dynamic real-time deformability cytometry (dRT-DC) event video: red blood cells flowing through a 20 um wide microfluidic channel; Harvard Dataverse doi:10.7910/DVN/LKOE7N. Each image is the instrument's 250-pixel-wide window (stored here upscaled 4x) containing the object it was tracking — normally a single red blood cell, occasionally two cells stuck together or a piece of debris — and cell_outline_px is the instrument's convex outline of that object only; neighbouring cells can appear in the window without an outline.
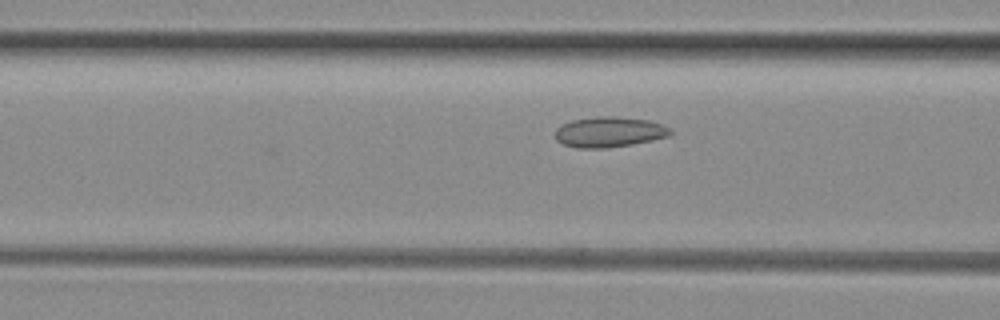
{"species": "common noctule bat (a hibernating species)", "species_latin": "Nyctalus noctula", "temperature_condition": "room temperature", "stored_images_in_passage": 31, "camera_frame_rate_fps": 3000, "um_per_image_px": 0.085, "animal": {"sex": "female", "body_mass_g": 29.2, "forearm_length_mm": 56.3}, "frame": {"image": 1, "passage_image": 7, "time_ms": 2.0, "image_size_px": [1000, 320], "cell_outline_px": [[672, 136], [632, 144], [608, 148], [576, 148], [564, 144], [556, 140], [556, 128], [560, 124], [572, 120], [596, 116], [612, 116], [648, 120], [660, 124], [668, 128], [672, 132]], "centroid_in_image_um": [51.76, 11.22], "position_along_channel_um": 114.8, "area_um2": 20.46}}
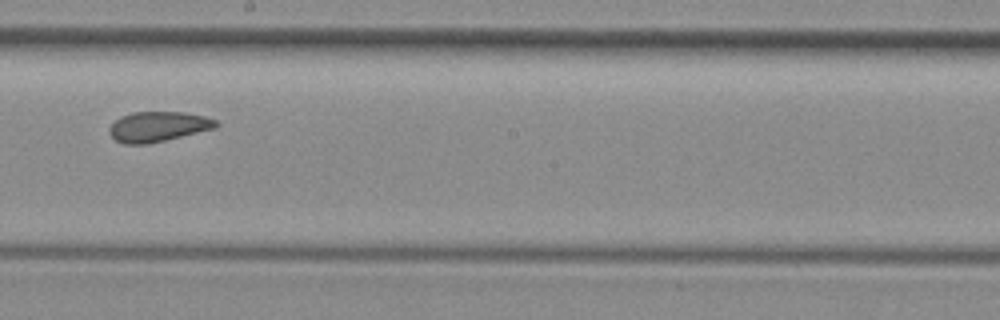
{"frame": {"image": 2, "passage_image": 16, "time_ms": 5.0, "image_size_px": [1000, 320], "cell_outline_px": [[220, 124], [216, 128], [148, 144], [124, 144], [116, 140], [108, 132], [108, 128], [120, 116], [132, 112], [184, 112], [204, 116], [216, 120]], "centroid_in_image_um": [13.43, 10.76], "position_along_channel_um": 234.8, "area_um2": 18.73}}
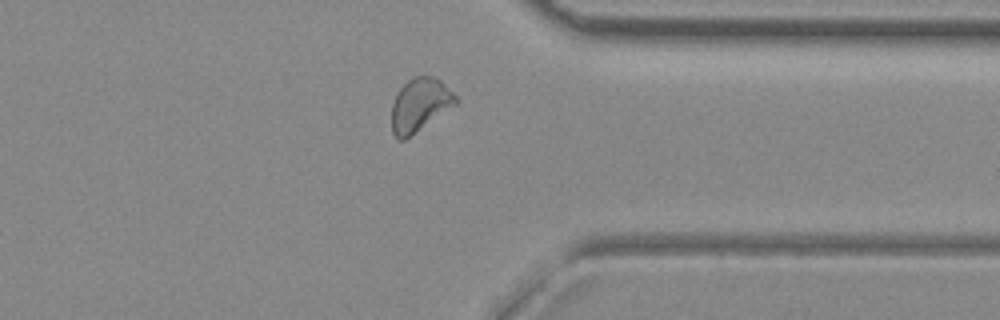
{"frame": {"image": 3, "passage_image": 27, "time_ms": 8.667, "image_size_px": [1000, 320], "cell_outline_px": [[460, 100], [456, 104], [404, 140], [400, 140], [392, 132], [392, 104], [400, 88], [412, 76], [436, 76]], "centroid_in_image_um": [35.69, 8.89], "position_along_channel_um": 375.7, "area_um2": 19.59}, "authors_computed_cell_mechanics": {"area_um2": 19.4786, "velocity_mm_per_s": 4.0009, "shape_relaxation_time_tau1_ms": null, "shape_relaxation_time_tau2_ms": 2.6366, "deformation_change_tau1": null, "deformation_change_tau2": 0.0927}}